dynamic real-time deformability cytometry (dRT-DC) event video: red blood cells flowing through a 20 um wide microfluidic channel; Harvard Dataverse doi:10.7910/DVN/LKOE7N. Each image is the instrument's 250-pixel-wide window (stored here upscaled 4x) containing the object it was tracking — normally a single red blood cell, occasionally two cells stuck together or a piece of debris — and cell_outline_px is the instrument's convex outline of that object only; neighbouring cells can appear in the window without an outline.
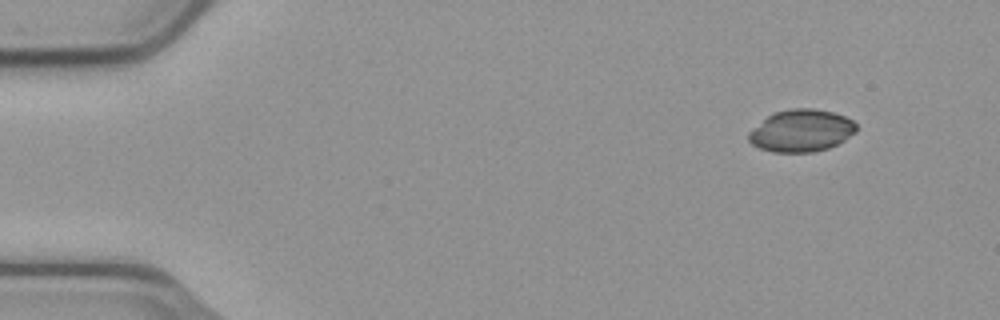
{"species": "common noctule bat (a hibernating species)", "species_latin": "Nyctalus noctula", "temperature_condition": "cold", "stored_images_in_passage": 51, "camera_frame_rate_fps": 3000, "um_per_image_px": 0.085, "animal": {"sex": "male", "body_mass_g": 23.1, "forearm_length_mm": 52.7}, "frame": {"image": 1, "passage_image": 1, "time_ms": 0.0, "image_size_px": [1000, 320], "cell_outline_px": [[856, 132], [844, 140], [828, 148], [812, 152], [772, 152], [760, 148], [752, 144], [748, 140], [748, 132], [768, 116], [776, 112], [792, 108], [816, 108], [832, 112], [844, 116], [852, 120], [856, 124]], "centroid_in_image_um": [68.11, 11.11], "position_along_channel_um": 16.9, "area_um2": 26.36}}
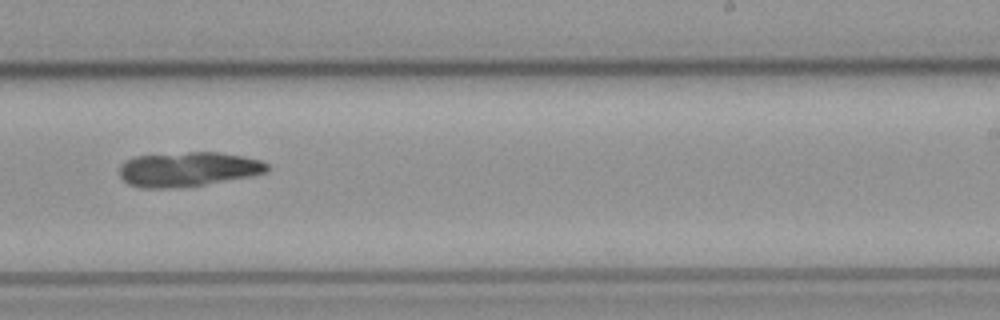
{"frame": {"image": 2, "passage_image": 30, "time_ms": 9.667, "image_size_px": [1000, 320], "cell_outline_px": [[268, 172], [252, 176], [204, 184], [172, 188], [140, 188], [128, 184], [120, 176], [120, 168], [128, 160], [136, 156], [188, 152], [216, 152], [244, 156], [260, 160], [268, 164]], "centroid_in_image_um": [16.01, 14.39], "position_along_channel_um": 273.0, "area_um2": 29.54}}
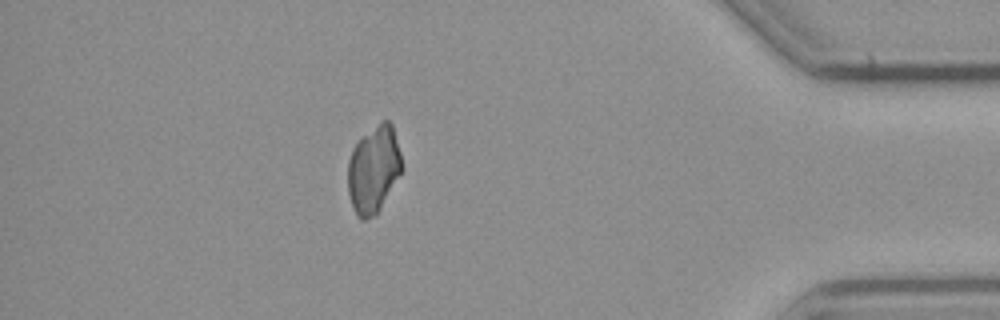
{"frame": {"image": 3, "passage_image": 44, "time_ms": 14.333, "image_size_px": [1000, 320], "cell_outline_px": [[404, 168], [376, 216], [364, 220], [360, 220], [356, 216], [348, 192], [348, 160], [352, 148], [380, 120], [388, 120], [392, 124], [400, 152]], "centroid_in_image_um": [31.77, 14.43], "position_along_channel_um": 403.4, "area_um2": 27.57}, "authors_computed_cell_mechanics": {"area_um2": 28.9, "velocity_mm_per_s": 3.746, "shape_relaxation_time_tau1_ms": null, "shape_relaxation_time_tau2_ms": 7.6372, "deformation_change_tau1": null, "deformation_change_tau2": 0.0997}}